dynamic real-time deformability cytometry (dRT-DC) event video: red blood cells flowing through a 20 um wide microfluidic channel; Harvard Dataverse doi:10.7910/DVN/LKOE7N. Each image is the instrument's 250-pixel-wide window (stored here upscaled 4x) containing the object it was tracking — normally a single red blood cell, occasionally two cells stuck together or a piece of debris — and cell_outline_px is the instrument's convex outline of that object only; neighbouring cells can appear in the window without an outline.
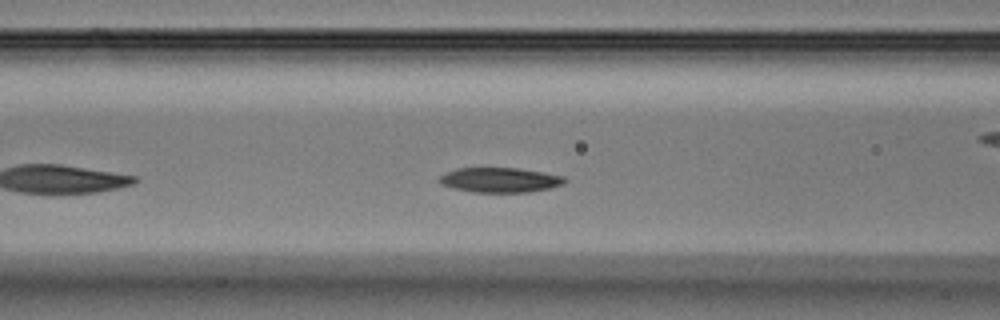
{"species": "Egyptian fruit bat (a non-hibernating species)", "species_latin": "Rousettus aegyptiacus", "temperature_condition": "warm", "stored_images_in_passage": 30, "camera_frame_rate_fps": 3000, "um_per_image_px": 0.085, "animal": {"sex": "male"}, "frame": {"image": 1, "passage_image": 5, "time_ms": 1.333, "image_size_px": [1000, 320], "cell_outline_px": [[568, 180], [564, 184], [548, 188], [528, 192], [472, 192], [440, 184], [436, 180], [440, 176], [456, 168], [520, 168], [564, 176]], "centroid_in_image_um": [42.5, 15.29], "position_along_channel_um": 124.1, "area_um2": 18.09}}
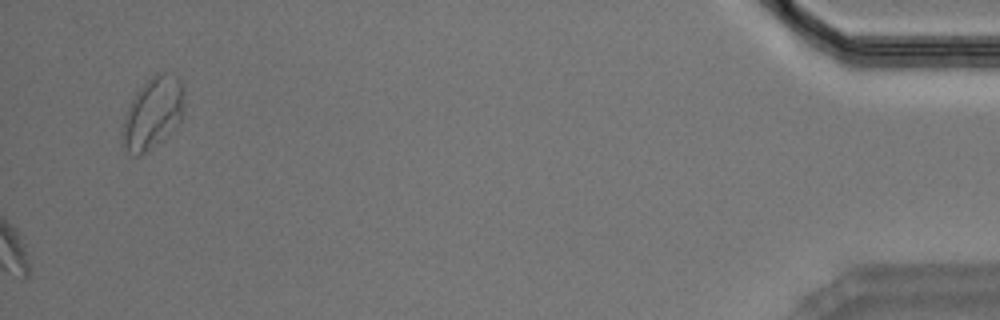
{"frame": {"image": 2, "passage_image": 30, "time_ms": 9.667, "image_size_px": [1000, 320], "cell_outline_px": [[184, 116], [164, 140], [140, 156], [132, 156], [120, 144], [120, 132], [124, 116], [136, 92], [156, 72], [164, 72], [176, 76], [180, 80], [184, 88]], "centroid_in_image_um": [12.98, 9.66], "position_along_channel_um": 422.2, "area_um2": 26.47}}